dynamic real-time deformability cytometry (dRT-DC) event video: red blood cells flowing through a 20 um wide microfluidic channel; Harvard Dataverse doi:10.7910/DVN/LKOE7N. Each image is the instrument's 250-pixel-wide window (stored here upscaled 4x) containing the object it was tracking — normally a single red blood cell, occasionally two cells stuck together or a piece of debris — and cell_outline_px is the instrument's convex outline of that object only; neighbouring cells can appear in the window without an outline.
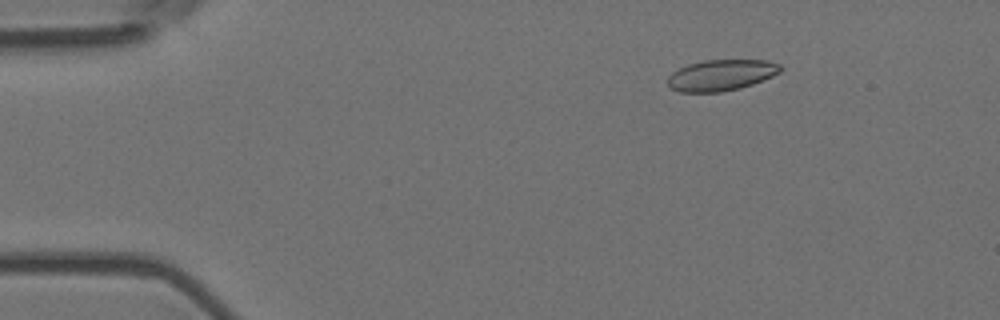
{"species": "Egyptian fruit bat (a non-hibernating species)", "species_latin": "Rousettus aegyptiacus", "temperature_condition": "room temperature", "stored_images_in_passage": 6, "camera_frame_rate_fps": 3000, "um_per_image_px": 0.085, "animal": {"sex": "female"}, "frame": {"image": 1, "passage_image": 2, "time_ms": 0.333, "image_size_px": [1000, 320], "cell_outline_px": [[784, 68], [780, 72], [772, 76], [752, 84], [740, 88], [720, 92], [680, 92], [668, 88], [668, 76], [672, 72], [688, 64], [704, 60], [768, 60], [780, 64]], "centroid_in_image_um": [61.3, 6.38], "position_along_channel_um": 23.7, "area_um2": 20.52}}
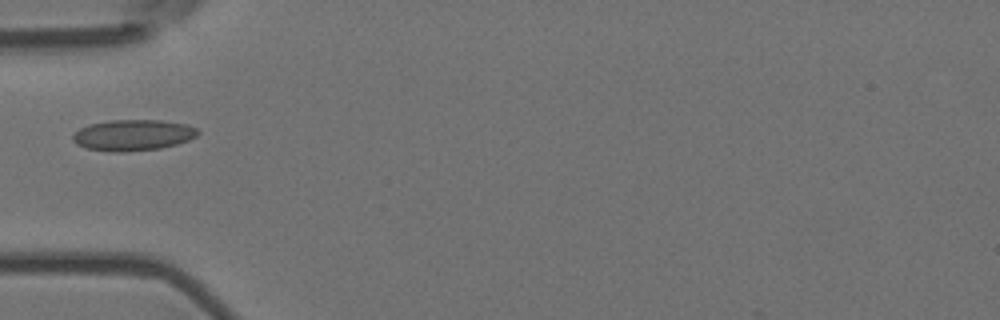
{"frame": {"image": 2, "passage_image": 5, "time_ms": 1.333, "image_size_px": [1000, 320], "cell_outline_px": [[200, 132], [196, 136], [188, 140], [176, 144], [160, 148], [128, 152], [112, 152], [88, 148], [76, 144], [72, 140], [72, 136], [80, 128], [92, 124], [112, 120], [160, 120], [188, 124], [196, 128]], "centroid_in_image_um": [11.32, 11.49], "position_along_channel_um": 73.7, "area_um2": 22.54}}
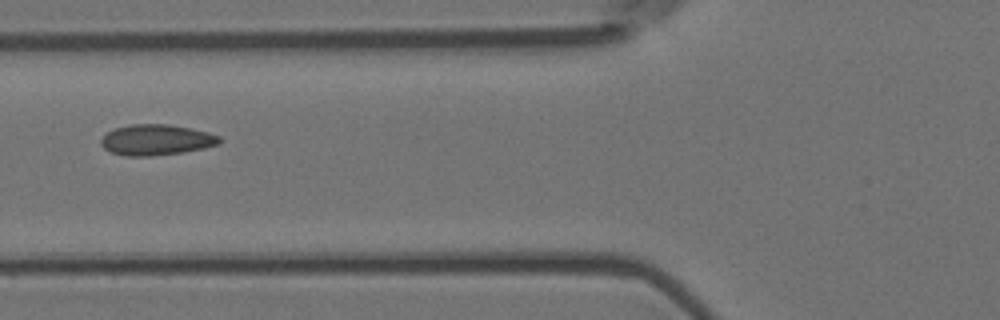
{"frame": {"image": 3, "passage_image": 6, "time_ms": 1.667, "image_size_px": [1000, 320], "cell_outline_px": [[224, 140], [220, 144], [204, 148], [184, 152], [152, 156], [124, 156], [112, 152], [104, 148], [100, 144], [100, 140], [108, 132], [116, 128], [132, 124], [168, 124], [208, 132], [220, 136]], "centroid_in_image_um": [13.32, 11.9], "position_along_channel_um": 112.5, "area_um2": 21.27}}